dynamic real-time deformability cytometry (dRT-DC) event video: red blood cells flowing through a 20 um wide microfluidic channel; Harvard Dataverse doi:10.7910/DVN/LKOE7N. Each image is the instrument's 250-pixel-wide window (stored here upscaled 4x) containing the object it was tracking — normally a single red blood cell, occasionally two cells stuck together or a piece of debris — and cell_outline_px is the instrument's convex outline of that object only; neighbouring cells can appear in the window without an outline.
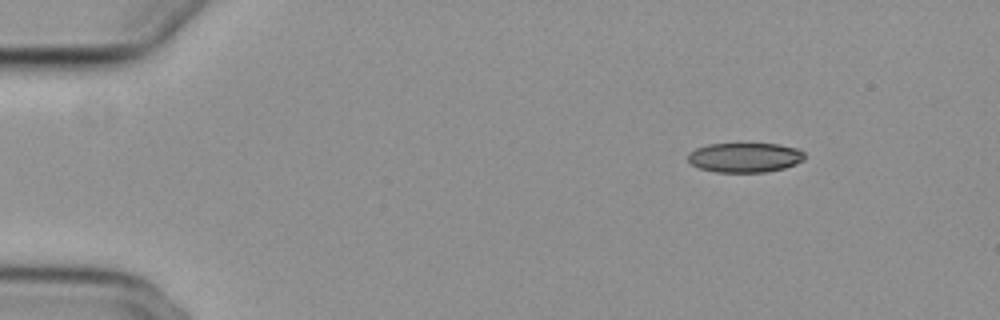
{"species": "common noctule bat (a hibernating species)", "species_latin": "Nyctalus noctula", "temperature_condition": "cold", "stored_images_in_passage": 46, "camera_frame_rate_fps": 3000, "um_per_image_px": 0.085, "animal": {"sex": "female", "body_mass_g": 29.2, "forearm_length_mm": 56.3}, "frame": {"image": 1, "passage_image": 1, "time_ms": 0.0, "image_size_px": [1000, 320], "cell_outline_px": [[804, 160], [796, 164], [784, 168], [764, 172], [716, 172], [700, 168], [692, 164], [688, 160], [688, 152], [696, 148], [708, 144], [780, 144], [800, 148], [804, 152]], "centroid_in_image_um": [63.34, 13.38], "position_along_channel_um": 21.7, "area_um2": 20.23}}
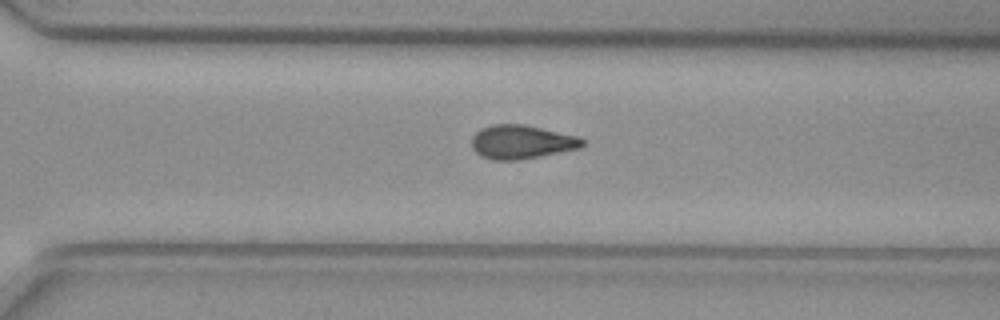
{"frame": {"image": 2, "passage_image": 33, "time_ms": 10.667, "image_size_px": [1000, 320], "cell_outline_px": [[584, 144], [580, 148], [520, 160], [492, 160], [480, 156], [472, 148], [472, 136], [480, 128], [492, 124], [524, 124], [580, 136], [584, 140]], "centroid_in_image_um": [44.32, 12.06], "position_along_channel_um": 326.3, "area_um2": 22.02}}
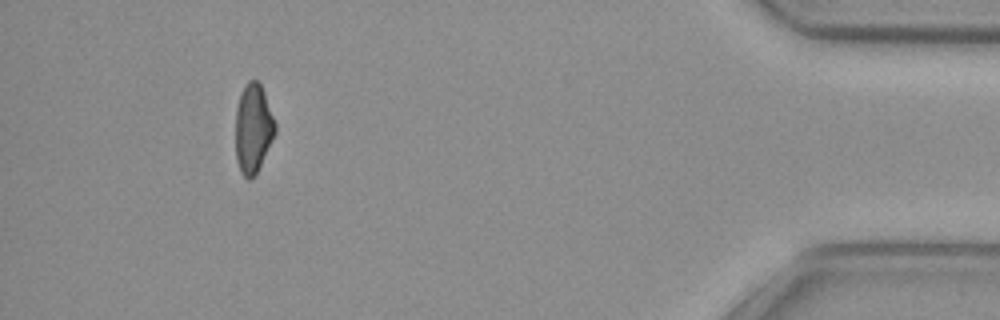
{"frame": {"image": 3, "passage_image": 45, "time_ms": 14.667, "image_size_px": [1000, 320], "cell_outline_px": [[276, 132], [256, 172], [248, 180], [240, 172], [236, 160], [236, 108], [240, 96], [248, 80], [256, 80], [260, 84], [264, 92], [276, 124]], "centroid_in_image_um": [21.51, 10.91], "position_along_channel_um": 413.7, "area_um2": 20.17}}